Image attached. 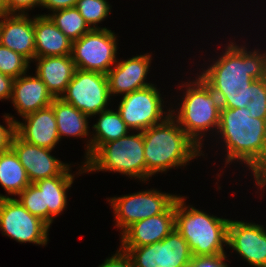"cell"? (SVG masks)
<instances>
[{"instance_id":"2e32d148","label":"cell","mask_w":266,"mask_h":267,"mask_svg":"<svg viewBox=\"0 0 266 267\" xmlns=\"http://www.w3.org/2000/svg\"><path fill=\"white\" fill-rule=\"evenodd\" d=\"M27 15L28 13L0 15V45L22 55L28 61H33L35 59L34 18L32 20Z\"/></svg>"},{"instance_id":"4dcf8cb0","label":"cell","mask_w":266,"mask_h":267,"mask_svg":"<svg viewBox=\"0 0 266 267\" xmlns=\"http://www.w3.org/2000/svg\"><path fill=\"white\" fill-rule=\"evenodd\" d=\"M5 121L7 122V128L0 125V153L5 152L11 148V141L15 134V122L13 116L4 115Z\"/></svg>"},{"instance_id":"1f68e13d","label":"cell","mask_w":266,"mask_h":267,"mask_svg":"<svg viewBox=\"0 0 266 267\" xmlns=\"http://www.w3.org/2000/svg\"><path fill=\"white\" fill-rule=\"evenodd\" d=\"M98 267H133L129 254L119 249L113 256L106 258L103 264Z\"/></svg>"},{"instance_id":"ffe728a7","label":"cell","mask_w":266,"mask_h":267,"mask_svg":"<svg viewBox=\"0 0 266 267\" xmlns=\"http://www.w3.org/2000/svg\"><path fill=\"white\" fill-rule=\"evenodd\" d=\"M36 60V75L54 98H60L76 71L71 55L35 57Z\"/></svg>"},{"instance_id":"5bb4252c","label":"cell","mask_w":266,"mask_h":267,"mask_svg":"<svg viewBox=\"0 0 266 267\" xmlns=\"http://www.w3.org/2000/svg\"><path fill=\"white\" fill-rule=\"evenodd\" d=\"M11 149L25 168L30 183L61 175L69 167L50 155L51 149L25 142L16 133L11 141Z\"/></svg>"},{"instance_id":"44dd1931","label":"cell","mask_w":266,"mask_h":267,"mask_svg":"<svg viewBox=\"0 0 266 267\" xmlns=\"http://www.w3.org/2000/svg\"><path fill=\"white\" fill-rule=\"evenodd\" d=\"M35 57L71 55L72 41L48 16L34 18Z\"/></svg>"},{"instance_id":"cb8c5ba5","label":"cell","mask_w":266,"mask_h":267,"mask_svg":"<svg viewBox=\"0 0 266 267\" xmlns=\"http://www.w3.org/2000/svg\"><path fill=\"white\" fill-rule=\"evenodd\" d=\"M51 106L56 118L59 138L62 136H88V120L86 114L73 105L64 102L61 98H54Z\"/></svg>"},{"instance_id":"ba28073f","label":"cell","mask_w":266,"mask_h":267,"mask_svg":"<svg viewBox=\"0 0 266 267\" xmlns=\"http://www.w3.org/2000/svg\"><path fill=\"white\" fill-rule=\"evenodd\" d=\"M133 267H188L193 255L187 241L174 228L162 241L139 247H120Z\"/></svg>"},{"instance_id":"9c48e42d","label":"cell","mask_w":266,"mask_h":267,"mask_svg":"<svg viewBox=\"0 0 266 267\" xmlns=\"http://www.w3.org/2000/svg\"><path fill=\"white\" fill-rule=\"evenodd\" d=\"M50 226L16 198L0 194V229L18 242L46 245Z\"/></svg>"},{"instance_id":"e0dca14e","label":"cell","mask_w":266,"mask_h":267,"mask_svg":"<svg viewBox=\"0 0 266 267\" xmlns=\"http://www.w3.org/2000/svg\"><path fill=\"white\" fill-rule=\"evenodd\" d=\"M151 56V54L138 55L116 63L106 74L110 96L126 95L152 85L145 82L150 69Z\"/></svg>"},{"instance_id":"8992f818","label":"cell","mask_w":266,"mask_h":267,"mask_svg":"<svg viewBox=\"0 0 266 267\" xmlns=\"http://www.w3.org/2000/svg\"><path fill=\"white\" fill-rule=\"evenodd\" d=\"M186 85L187 88L180 110L173 118H176L178 125L199 148H202L201 140L205 134L202 132H207L211 128L213 130L219 128L220 101L200 76Z\"/></svg>"},{"instance_id":"f546056e","label":"cell","mask_w":266,"mask_h":267,"mask_svg":"<svg viewBox=\"0 0 266 267\" xmlns=\"http://www.w3.org/2000/svg\"><path fill=\"white\" fill-rule=\"evenodd\" d=\"M248 108L251 117L266 119V78L253 81V94Z\"/></svg>"},{"instance_id":"d6a6232c","label":"cell","mask_w":266,"mask_h":267,"mask_svg":"<svg viewBox=\"0 0 266 267\" xmlns=\"http://www.w3.org/2000/svg\"><path fill=\"white\" fill-rule=\"evenodd\" d=\"M225 260L226 255L198 257L193 258L188 267H229Z\"/></svg>"},{"instance_id":"d6986e66","label":"cell","mask_w":266,"mask_h":267,"mask_svg":"<svg viewBox=\"0 0 266 267\" xmlns=\"http://www.w3.org/2000/svg\"><path fill=\"white\" fill-rule=\"evenodd\" d=\"M53 99L37 75L26 76L25 73L13 80L11 101L21 117L51 106Z\"/></svg>"},{"instance_id":"d4e9b609","label":"cell","mask_w":266,"mask_h":267,"mask_svg":"<svg viewBox=\"0 0 266 267\" xmlns=\"http://www.w3.org/2000/svg\"><path fill=\"white\" fill-rule=\"evenodd\" d=\"M30 181L25 168L20 163L15 152L9 150L0 153V185L11 195H18Z\"/></svg>"},{"instance_id":"f1b7e54d","label":"cell","mask_w":266,"mask_h":267,"mask_svg":"<svg viewBox=\"0 0 266 267\" xmlns=\"http://www.w3.org/2000/svg\"><path fill=\"white\" fill-rule=\"evenodd\" d=\"M17 199L32 215L43 220V200L42 191L34 184L30 183Z\"/></svg>"},{"instance_id":"30bf717a","label":"cell","mask_w":266,"mask_h":267,"mask_svg":"<svg viewBox=\"0 0 266 267\" xmlns=\"http://www.w3.org/2000/svg\"><path fill=\"white\" fill-rule=\"evenodd\" d=\"M89 118L107 110L110 99L106 74L76 69L66 91L60 97Z\"/></svg>"},{"instance_id":"52a82bcc","label":"cell","mask_w":266,"mask_h":267,"mask_svg":"<svg viewBox=\"0 0 266 267\" xmlns=\"http://www.w3.org/2000/svg\"><path fill=\"white\" fill-rule=\"evenodd\" d=\"M117 38L109 29H92L72 41L71 57L76 69L107 74L117 63Z\"/></svg>"},{"instance_id":"9a60e30c","label":"cell","mask_w":266,"mask_h":267,"mask_svg":"<svg viewBox=\"0 0 266 267\" xmlns=\"http://www.w3.org/2000/svg\"><path fill=\"white\" fill-rule=\"evenodd\" d=\"M174 228L175 202L164 213L136 221L120 232V247H139L160 242Z\"/></svg>"},{"instance_id":"4fadbf2b","label":"cell","mask_w":266,"mask_h":267,"mask_svg":"<svg viewBox=\"0 0 266 267\" xmlns=\"http://www.w3.org/2000/svg\"><path fill=\"white\" fill-rule=\"evenodd\" d=\"M244 221H229L227 246L232 247L249 265H266V229Z\"/></svg>"},{"instance_id":"8fae6325","label":"cell","mask_w":266,"mask_h":267,"mask_svg":"<svg viewBox=\"0 0 266 267\" xmlns=\"http://www.w3.org/2000/svg\"><path fill=\"white\" fill-rule=\"evenodd\" d=\"M177 197L178 195L151 189L132 195L110 198L109 202L115 214V226L123 232L136 221L164 213Z\"/></svg>"},{"instance_id":"d590c367","label":"cell","mask_w":266,"mask_h":267,"mask_svg":"<svg viewBox=\"0 0 266 267\" xmlns=\"http://www.w3.org/2000/svg\"><path fill=\"white\" fill-rule=\"evenodd\" d=\"M13 78L0 73V100L11 99Z\"/></svg>"},{"instance_id":"7a4b0ae2","label":"cell","mask_w":266,"mask_h":267,"mask_svg":"<svg viewBox=\"0 0 266 267\" xmlns=\"http://www.w3.org/2000/svg\"><path fill=\"white\" fill-rule=\"evenodd\" d=\"M250 115L248 107H221L217 133L220 132L227 149L226 163L242 161L262 189L266 186V119Z\"/></svg>"},{"instance_id":"484cf974","label":"cell","mask_w":266,"mask_h":267,"mask_svg":"<svg viewBox=\"0 0 266 267\" xmlns=\"http://www.w3.org/2000/svg\"><path fill=\"white\" fill-rule=\"evenodd\" d=\"M43 16H48L71 41L80 39L92 30L76 7L57 10L53 14Z\"/></svg>"},{"instance_id":"6da1fadb","label":"cell","mask_w":266,"mask_h":267,"mask_svg":"<svg viewBox=\"0 0 266 267\" xmlns=\"http://www.w3.org/2000/svg\"><path fill=\"white\" fill-rule=\"evenodd\" d=\"M234 44L198 76L217 95L221 107L242 109L251 101L253 81L266 78V53Z\"/></svg>"},{"instance_id":"277c9868","label":"cell","mask_w":266,"mask_h":267,"mask_svg":"<svg viewBox=\"0 0 266 267\" xmlns=\"http://www.w3.org/2000/svg\"><path fill=\"white\" fill-rule=\"evenodd\" d=\"M184 203L185 198L178 196L175 228L187 241L193 258L226 255L224 245H227L230 220L211 216Z\"/></svg>"},{"instance_id":"7c38bea8","label":"cell","mask_w":266,"mask_h":267,"mask_svg":"<svg viewBox=\"0 0 266 267\" xmlns=\"http://www.w3.org/2000/svg\"><path fill=\"white\" fill-rule=\"evenodd\" d=\"M160 96L154 84L149 85L124 95L117 111L130 130L144 131L163 122L171 114L169 110L163 115L165 111L162 110L163 99Z\"/></svg>"},{"instance_id":"5b68a950","label":"cell","mask_w":266,"mask_h":267,"mask_svg":"<svg viewBox=\"0 0 266 267\" xmlns=\"http://www.w3.org/2000/svg\"><path fill=\"white\" fill-rule=\"evenodd\" d=\"M98 170L119 172L147 181L142 131L102 144L84 162L79 173Z\"/></svg>"},{"instance_id":"7402d4cb","label":"cell","mask_w":266,"mask_h":267,"mask_svg":"<svg viewBox=\"0 0 266 267\" xmlns=\"http://www.w3.org/2000/svg\"><path fill=\"white\" fill-rule=\"evenodd\" d=\"M74 181V174L68 167L61 175L45 178L34 184L42 191L43 221L49 226L61 214L67 204V190Z\"/></svg>"},{"instance_id":"836d02e7","label":"cell","mask_w":266,"mask_h":267,"mask_svg":"<svg viewBox=\"0 0 266 267\" xmlns=\"http://www.w3.org/2000/svg\"><path fill=\"white\" fill-rule=\"evenodd\" d=\"M8 14H26V10L40 6L41 0H7Z\"/></svg>"},{"instance_id":"4316f807","label":"cell","mask_w":266,"mask_h":267,"mask_svg":"<svg viewBox=\"0 0 266 267\" xmlns=\"http://www.w3.org/2000/svg\"><path fill=\"white\" fill-rule=\"evenodd\" d=\"M75 7L90 28L107 29L106 27L100 28L96 26V24L103 21L110 13L111 6L106 0H77ZM91 25L94 26L92 27Z\"/></svg>"},{"instance_id":"3957f363","label":"cell","mask_w":266,"mask_h":267,"mask_svg":"<svg viewBox=\"0 0 266 267\" xmlns=\"http://www.w3.org/2000/svg\"><path fill=\"white\" fill-rule=\"evenodd\" d=\"M172 112L175 111L171 110L163 122L142 131L146 179L156 172L186 166L196 156L203 155L201 148L178 125Z\"/></svg>"},{"instance_id":"e575fe53","label":"cell","mask_w":266,"mask_h":267,"mask_svg":"<svg viewBox=\"0 0 266 267\" xmlns=\"http://www.w3.org/2000/svg\"><path fill=\"white\" fill-rule=\"evenodd\" d=\"M77 0H41L40 6L50 9L52 12L75 7Z\"/></svg>"},{"instance_id":"8d00e7d4","label":"cell","mask_w":266,"mask_h":267,"mask_svg":"<svg viewBox=\"0 0 266 267\" xmlns=\"http://www.w3.org/2000/svg\"><path fill=\"white\" fill-rule=\"evenodd\" d=\"M8 14L7 0H0V15Z\"/></svg>"},{"instance_id":"ac0fdd59","label":"cell","mask_w":266,"mask_h":267,"mask_svg":"<svg viewBox=\"0 0 266 267\" xmlns=\"http://www.w3.org/2000/svg\"><path fill=\"white\" fill-rule=\"evenodd\" d=\"M23 119L25 124L15 122V133L22 140L38 147L55 148L60 138L52 106L29 113Z\"/></svg>"},{"instance_id":"603a6c76","label":"cell","mask_w":266,"mask_h":267,"mask_svg":"<svg viewBox=\"0 0 266 267\" xmlns=\"http://www.w3.org/2000/svg\"><path fill=\"white\" fill-rule=\"evenodd\" d=\"M95 133L93 138L86 144L87 152L85 159L87 160L102 144L113 140H118L120 137L126 136L130 129L126 126L118 111L110 109L99 113V119L92 127Z\"/></svg>"},{"instance_id":"83f0119b","label":"cell","mask_w":266,"mask_h":267,"mask_svg":"<svg viewBox=\"0 0 266 267\" xmlns=\"http://www.w3.org/2000/svg\"><path fill=\"white\" fill-rule=\"evenodd\" d=\"M29 63L22 55L0 45V73L18 78L27 72Z\"/></svg>"}]
</instances>
